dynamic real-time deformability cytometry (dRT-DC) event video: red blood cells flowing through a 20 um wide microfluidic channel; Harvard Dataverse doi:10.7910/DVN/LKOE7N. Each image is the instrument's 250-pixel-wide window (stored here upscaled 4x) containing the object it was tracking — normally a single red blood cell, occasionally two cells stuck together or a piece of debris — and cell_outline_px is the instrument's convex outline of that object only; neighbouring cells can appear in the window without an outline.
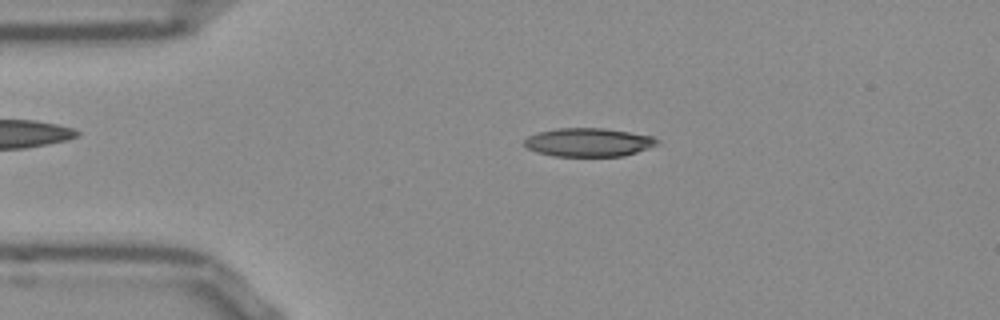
{"species": "Egyptian fruit bat (a non-hibernating species)", "species_latin": "Rousettus aegyptiacus", "temperature_condition": "room temperature", "stored_images_in_passage": 43, "camera_frame_rate_fps": 3000, "um_per_image_px": 0.085, "frame": {"image": 1, "passage_image": 2, "time_ms": 0.333, "image_size_px": [1000, 320], "cell_outline_px": [[660, 144], [624, 156], [552, 156], [536, 152], [528, 148], [524, 144], [524, 140], [528, 136], [540, 132], [556, 128], [604, 128], [652, 136], [660, 140]], "centroid_in_image_um": [50.04, 12.1], "position_along_channel_um": 35.0, "area_um2": 22.08}}
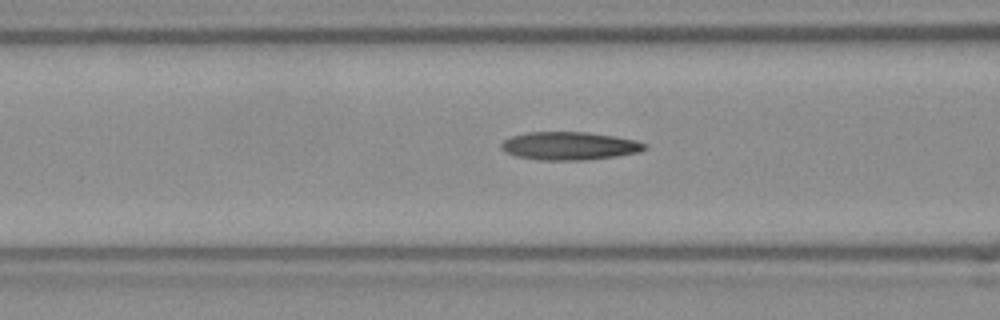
{"frame": {"image": 2, "passage_image": 11, "time_ms": 3.333, "image_size_px": [1000, 320], "cell_outline_px": [[648, 148], [640, 152], [616, 156], [580, 160], [540, 160], [516, 156], [504, 152], [500, 148], [500, 144], [504, 140], [512, 136], [528, 132], [588, 132], [616, 136], [636, 140], [648, 144]], "centroid_in_image_um": [48.42, 12.4], "position_along_channel_um": 118.2, "area_um2": 23.64}}
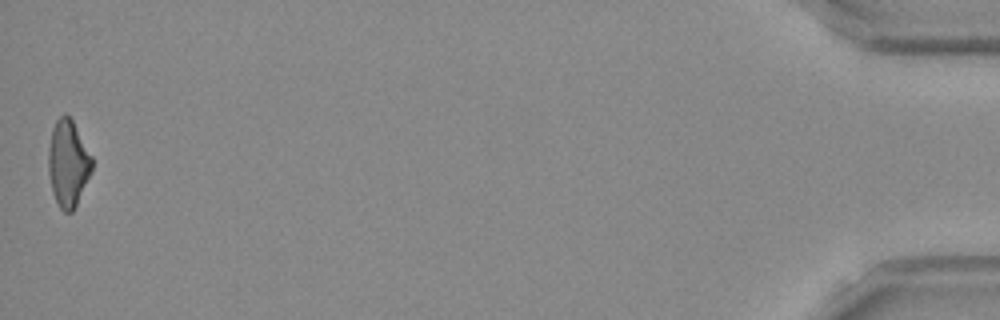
{"frame": {"image": 3, "passage_image": 43, "time_ms": 14.0, "image_size_px": [1000, 320], "cell_outline_px": [[92, 172], [72, 212], [64, 212], [60, 208], [52, 192], [48, 172], [48, 148], [52, 128], [56, 120], [64, 112], [72, 120], [92, 156]], "centroid_in_image_um": [5.77, 13.87], "position_along_channel_um": 429.4, "area_um2": 21.96}, "authors_computed_cell_mechanics": {"area_um2": 22.6576, "velocity_mm_per_s": 3.8626, "shape_relaxation_time_tau1_ms": 6.2573, "shape_relaxation_time_tau2_ms": 5.1978, "deformation_change_tau1": 0.1927, "deformation_change_tau2": 0.1763}}